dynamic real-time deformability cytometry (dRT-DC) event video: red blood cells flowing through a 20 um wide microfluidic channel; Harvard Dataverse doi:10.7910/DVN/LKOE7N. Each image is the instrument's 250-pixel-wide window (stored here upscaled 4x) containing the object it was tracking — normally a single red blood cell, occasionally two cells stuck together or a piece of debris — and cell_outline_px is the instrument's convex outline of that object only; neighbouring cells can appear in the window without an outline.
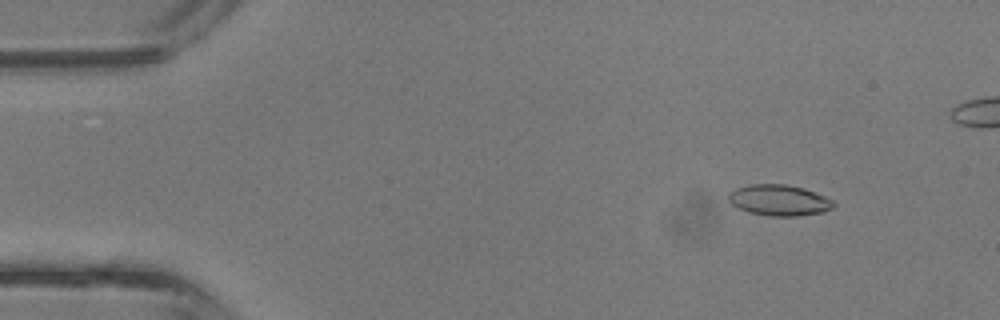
{"species": "common noctule bat (a hibernating species)", "species_latin": "Nyctalus noctula", "temperature_condition": "room temperature", "stored_images_in_passage": 5, "camera_frame_rate_fps": 3000, "um_per_image_px": 0.085, "animal": {"sex": "male", "body_mass_g": 13.3}, "frame": {"image": 1, "passage_image": 2, "time_ms": 0.333, "image_size_px": [1000, 320], "cell_outline_px": [[836, 204], [832, 208], [824, 212], [796, 216], [772, 216], [748, 212], [732, 204], [728, 200], [728, 196], [736, 188], [752, 184], [788, 184], [804, 188], [824, 196], [832, 200]], "centroid_in_image_um": [66.25, 17.02], "position_along_channel_um": 18.7, "area_um2": 18.84}}